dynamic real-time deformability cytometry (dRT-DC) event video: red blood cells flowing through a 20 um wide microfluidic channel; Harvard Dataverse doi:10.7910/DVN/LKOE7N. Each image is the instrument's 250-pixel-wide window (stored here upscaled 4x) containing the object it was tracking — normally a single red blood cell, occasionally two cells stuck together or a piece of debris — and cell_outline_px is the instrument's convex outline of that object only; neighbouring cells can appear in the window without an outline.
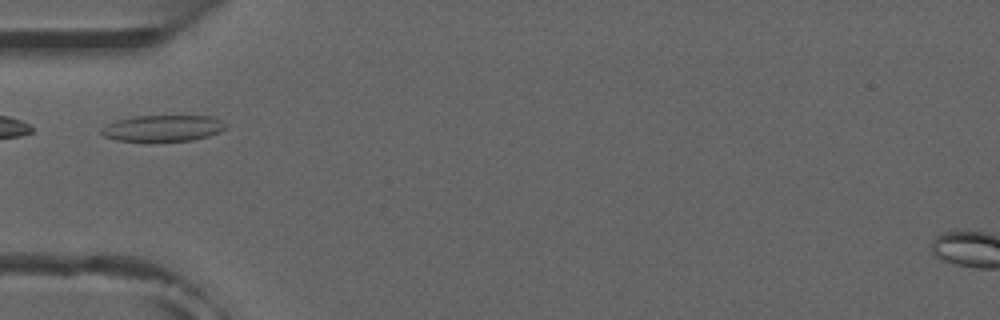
{"species": "common noctule bat (a hibernating species)", "species_latin": "Nyctalus noctula", "temperature_condition": "room temperature", "stored_images_in_passage": 7, "camera_frame_rate_fps": 3000, "um_per_image_px": 0.085, "animal": {"sex": "male", "forearm_length_mm": 52.5}, "frame": {"image": 1, "passage_image": 4, "time_ms": 3.667, "image_size_px": [1000, 320], "cell_outline_px": [[228, 128], [220, 132], [208, 136], [192, 140], [148, 144], [116, 140], [104, 136], [100, 132], [100, 128], [116, 120], [136, 116], [212, 116], [228, 124]], "centroid_in_image_um": [13.83, 10.94], "position_along_channel_um": 71.2, "area_um2": 19.94}}
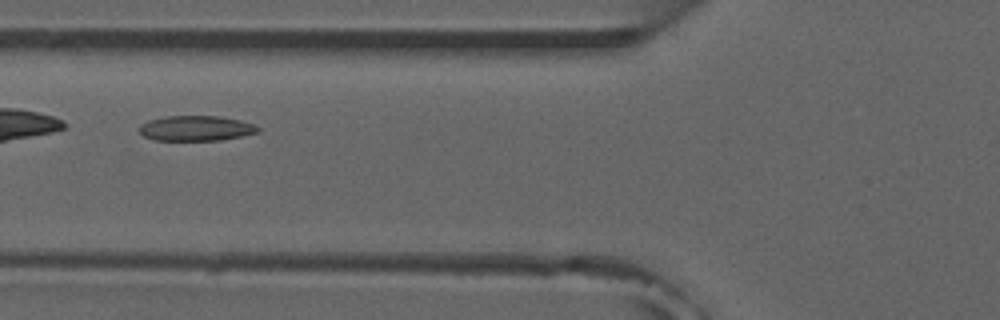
{"frame": {"image": 2, "passage_image": 5, "time_ms": 4.667, "image_size_px": [1000, 320], "cell_outline_px": [[260, 132], [220, 140], [156, 140], [144, 136], [136, 128], [140, 124], [148, 120], [164, 116], [220, 116], [240, 120], [252, 124], [260, 128]], "centroid_in_image_um": [16.62, 10.9], "position_along_channel_um": 109.2, "area_um2": 17.46}}
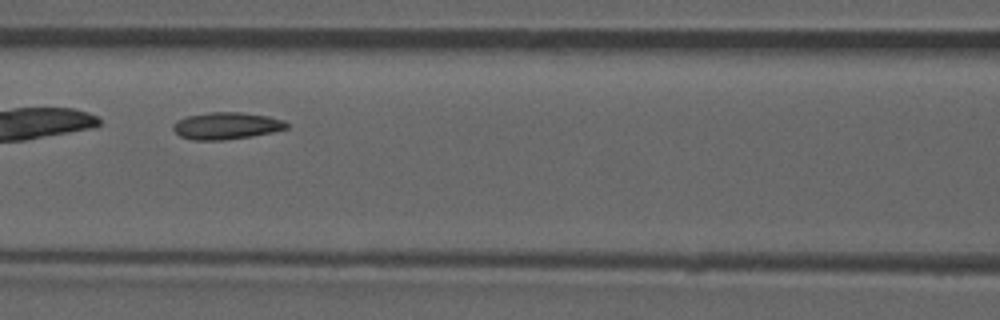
{"frame": {"image": 3, "passage_image": 6, "time_ms": 5.667, "image_size_px": [1000, 320], "cell_outline_px": [[288, 128], [272, 132], [252, 136], [224, 140], [192, 140], [180, 136], [172, 128], [172, 124], [176, 120], [188, 116], [212, 112], [240, 112], [268, 116], [284, 120], [288, 124]], "centroid_in_image_um": [19.24, 10.69], "position_along_channel_um": 147.4, "area_um2": 17.86}}